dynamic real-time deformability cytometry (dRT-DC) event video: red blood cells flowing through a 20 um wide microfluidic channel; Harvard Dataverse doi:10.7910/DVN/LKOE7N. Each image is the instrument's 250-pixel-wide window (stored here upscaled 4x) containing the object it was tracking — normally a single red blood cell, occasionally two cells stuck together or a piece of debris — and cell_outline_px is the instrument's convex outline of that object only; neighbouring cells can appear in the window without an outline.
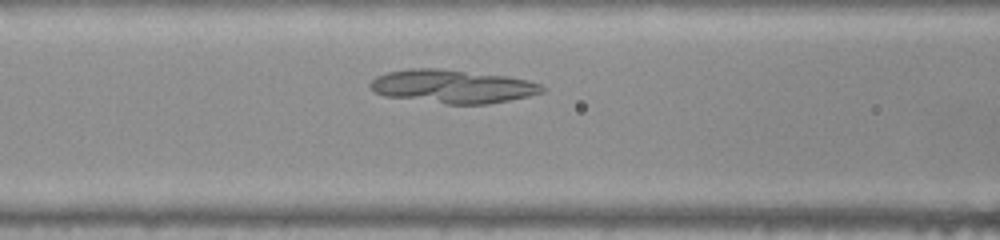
{"species": "common noctule bat (a hibernating species)", "species_latin": "Nyctalus noctula", "temperature_condition": "warm", "stored_images_in_passage": 32, "camera_frame_rate_fps": 3000, "um_per_image_px": 0.085, "animal": {"sex": "female", "body_mass_g": 22.0, "forearm_length_mm": 56.7}, "frame": {"image": 1, "passage_image": 10, "time_ms": 3.0, "image_size_px": [1000, 240], "cell_outline_px": [[548, 88], [544, 92], [528, 96], [488, 104], [448, 104], [384, 96], [376, 92], [368, 84], [376, 76], [388, 72], [408, 68], [436, 68], [508, 76], [528, 80], [540, 84]], "centroid_in_image_um": [38.48, 7.34], "position_along_channel_um": 128.1, "area_um2": 33.47}}
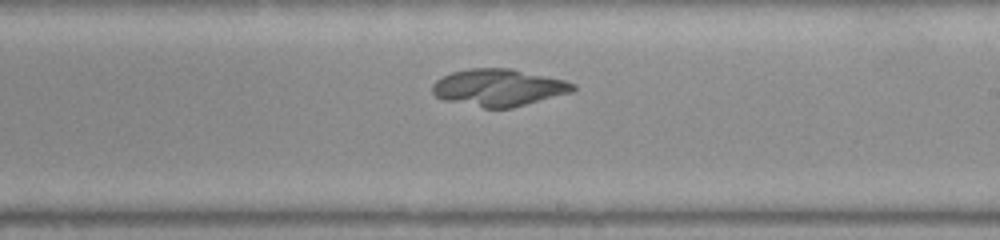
{"frame": {"image": 2, "passage_image": 19, "time_ms": 6.0, "image_size_px": [1000, 240], "cell_outline_px": [[576, 88], [572, 92], [512, 108], [484, 108], [444, 100], [436, 96], [432, 92], [432, 84], [436, 80], [452, 72], [472, 68], [512, 68], [564, 80], [576, 84]], "centroid_in_image_um": [42.39, 7.44], "position_along_channel_um": 246.6, "area_um2": 30.4}}
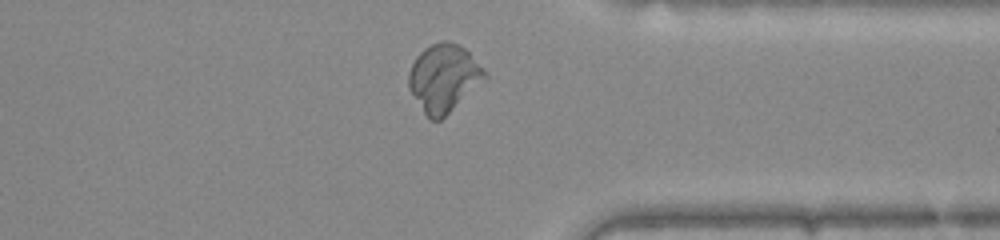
{"frame": {"image": 3, "passage_image": 29, "time_ms": 9.333, "image_size_px": [1000, 240], "cell_outline_px": [[488, 80], [440, 120], [432, 120], [424, 112], [408, 88], [408, 72], [416, 56], [424, 48], [440, 40], [448, 40], [460, 44], [488, 72]], "centroid_in_image_um": [37.76, 6.61], "position_along_channel_um": 373.6, "area_um2": 30.4}}